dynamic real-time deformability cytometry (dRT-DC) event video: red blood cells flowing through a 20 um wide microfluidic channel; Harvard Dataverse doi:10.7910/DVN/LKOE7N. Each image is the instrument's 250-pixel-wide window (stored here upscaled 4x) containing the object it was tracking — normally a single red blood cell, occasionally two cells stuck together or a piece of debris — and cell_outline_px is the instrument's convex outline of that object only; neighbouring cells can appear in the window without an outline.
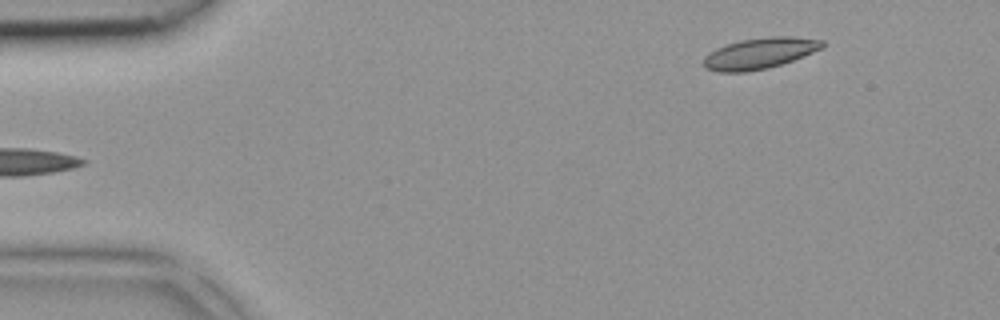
{"species": "common noctule bat (a hibernating species)", "species_latin": "Nyctalus noctula", "temperature_condition": "room temperature", "stored_images_in_passage": 3, "segment_of_instrument_passage": [2, 2], "camera_frame_rate_fps": 3000, "um_per_image_px": 0.085, "animal": {"sex": "female", "body_mass_g": 18.4}, "frame": {"image": 1, "passage_image": 3, "time_ms": 0.667, "image_size_px": [1000, 320], "cell_outline_px": [[824, 48], [792, 60], [768, 68], [748, 72], [716, 72], [704, 68], [704, 56], [708, 52], [716, 48], [740, 40], [768, 36], [792, 36], [824, 40]], "centroid_in_image_um": [64.56, 4.53], "position_along_channel_um": 20.4, "area_um2": 21.62}}